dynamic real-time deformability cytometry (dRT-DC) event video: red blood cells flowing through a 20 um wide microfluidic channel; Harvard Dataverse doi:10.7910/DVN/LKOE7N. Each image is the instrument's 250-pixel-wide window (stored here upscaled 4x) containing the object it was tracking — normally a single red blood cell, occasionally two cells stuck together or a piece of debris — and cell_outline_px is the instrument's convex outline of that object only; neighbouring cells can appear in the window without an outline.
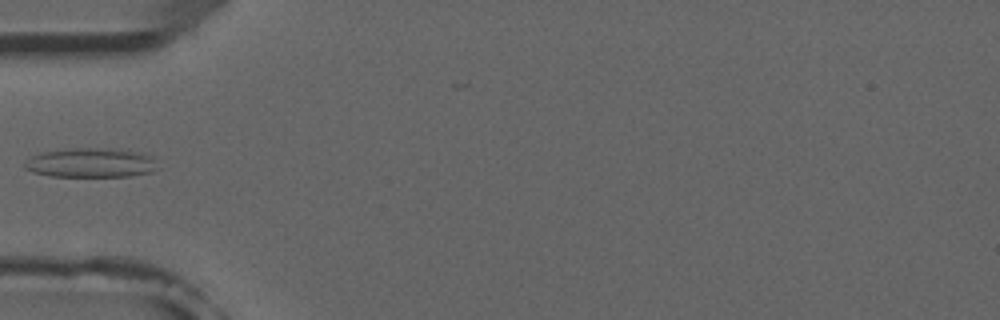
{"species": "common noctule bat (a hibernating species)", "species_latin": "Nyctalus noctula", "temperature_condition": "room temperature", "stored_images_in_passage": 1, "camera_frame_rate_fps": 3000, "um_per_image_px": 0.085, "animal": {"sex": "male", "forearm_length_mm": 52.5}, "frame": {"image": 1, "passage_image": 1, "time_ms": 0.0, "image_size_px": [1000, 320], "cell_outline_px": [[160, 168], [152, 172], [128, 176], [52, 176], [36, 172], [24, 168], [24, 164], [32, 156], [40, 152], [64, 148], [108, 148], [144, 152], [152, 156]], "centroid_in_image_um": [7.79, 13.82], "position_along_channel_um": 77.2, "area_um2": 23.0}}